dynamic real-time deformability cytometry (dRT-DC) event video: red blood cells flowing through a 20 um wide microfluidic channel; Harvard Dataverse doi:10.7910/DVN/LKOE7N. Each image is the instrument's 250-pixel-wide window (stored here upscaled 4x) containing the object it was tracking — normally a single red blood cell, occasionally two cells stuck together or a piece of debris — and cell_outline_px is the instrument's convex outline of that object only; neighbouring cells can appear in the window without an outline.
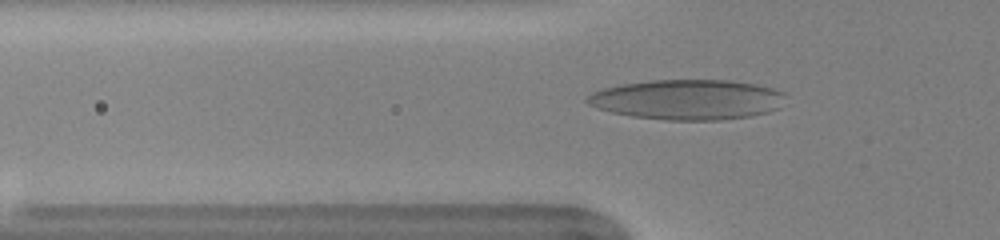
{"species": "human", "species_latin": "Homo sapiens", "temperature_condition": "warm", "stored_images_in_passage": 51, "camera_frame_rate_fps": 3000, "um_per_image_px": 0.085, "donor": {"sex": "female"}, "frame": {"image": 1, "passage_image": 17, "time_ms": 5.333, "image_size_px": [1000, 240], "cell_outline_px": [[784, 96], [780, 108], [768, 112], [752, 116], [720, 120], [664, 120], [632, 116], [612, 112], [596, 108], [588, 104], [584, 100], [592, 92], [604, 88], [620, 84], [652, 80], [732, 80], [756, 84], [772, 88], [784, 92]], "centroid_in_image_um": [58.44, 8.46], "position_along_channel_um": 67.4, "area_um2": 46.59}}
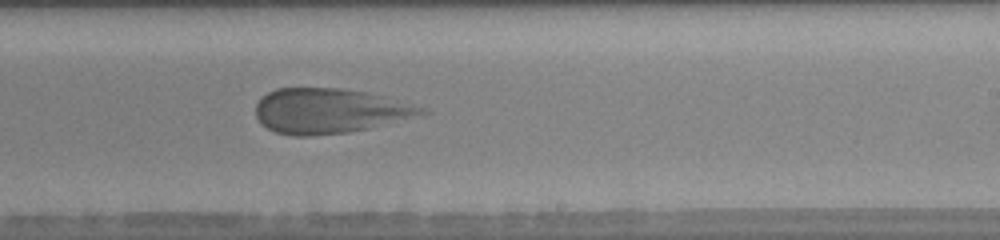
{"frame": {"image": 2, "passage_image": 32, "time_ms": 10.333, "image_size_px": [1000, 240], "cell_outline_px": [[432, 112], [368, 128], [348, 132], [308, 136], [292, 136], [276, 132], [260, 124], [256, 116], [256, 104], [268, 92], [276, 88], [340, 88], [368, 92], [424, 108]], "centroid_in_image_um": [27.96, 9.43], "position_along_channel_um": 261.0, "area_um2": 43.06}}
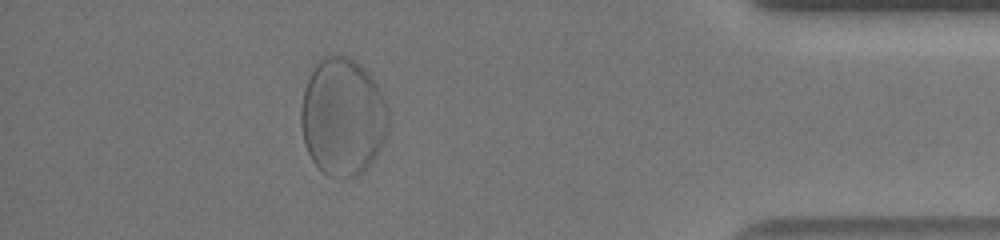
{"frame": {"image": 3, "passage_image": 46, "time_ms": 15.0, "image_size_px": [1000, 240], "cell_outline_px": [[388, 128], [384, 140], [380, 148], [372, 160], [356, 176], [344, 180], [328, 176], [312, 160], [304, 144], [300, 124], [300, 108], [304, 88], [316, 60], [332, 52], [348, 56], [356, 60], [372, 76], [380, 88], [384, 96], [388, 108]], "centroid_in_image_um": [29.11, 9.88], "position_along_channel_um": 406.1, "area_um2": 60.92}}